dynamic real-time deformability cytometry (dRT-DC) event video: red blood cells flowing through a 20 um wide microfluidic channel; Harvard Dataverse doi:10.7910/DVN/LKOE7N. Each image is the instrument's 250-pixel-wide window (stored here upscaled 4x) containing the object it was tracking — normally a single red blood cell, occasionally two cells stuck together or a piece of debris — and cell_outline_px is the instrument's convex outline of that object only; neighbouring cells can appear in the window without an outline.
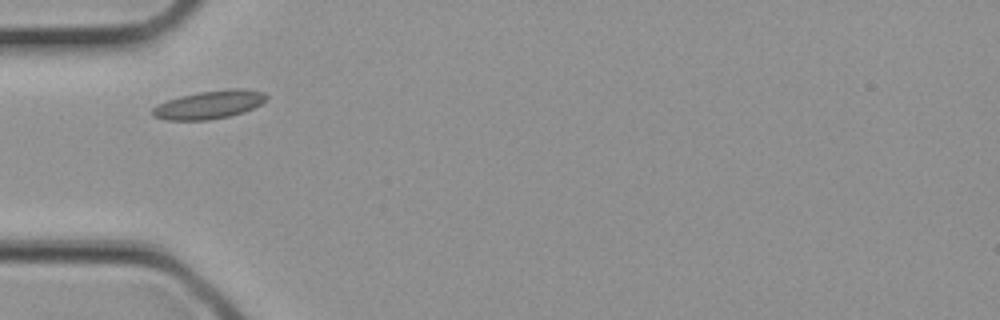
{"species": "common noctule bat (a hibernating species)", "species_latin": "Nyctalus noctula", "temperature_condition": "cold", "stored_images_in_passage": 2, "segment_of_instrument_passage": [1, 2], "camera_frame_rate_fps": 3000, "um_per_image_px": 0.085, "animal": {"sex": "female", "body_mass_g": 21.9}, "frame": {"image": 1, "passage_image": 1, "time_ms": 0.0, "image_size_px": [1000, 320], "cell_outline_px": [[268, 96], [260, 104], [244, 112], [228, 116], [208, 120], [164, 120], [152, 116], [152, 108], [156, 104], [180, 96], [200, 92], [232, 88], [244, 88], [264, 92]], "centroid_in_image_um": [17.76, 8.9], "position_along_channel_um": 67.2, "area_um2": 18.73}}